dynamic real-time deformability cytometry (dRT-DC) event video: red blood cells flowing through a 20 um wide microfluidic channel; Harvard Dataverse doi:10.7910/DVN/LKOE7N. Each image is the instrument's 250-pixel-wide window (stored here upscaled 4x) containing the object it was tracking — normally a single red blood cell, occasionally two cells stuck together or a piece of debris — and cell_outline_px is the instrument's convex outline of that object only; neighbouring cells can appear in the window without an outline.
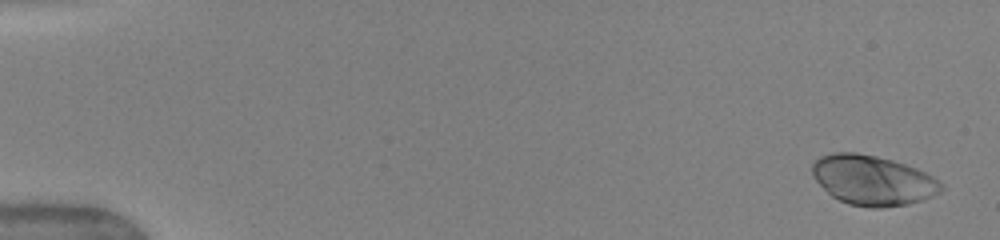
{"species": "human", "species_latin": "Homo sapiens", "temperature_condition": "warm", "stored_images_in_passage": 17, "camera_frame_rate_fps": 3000, "um_per_image_px": 0.085, "donor": {"sex": "female"}, "frame": {"image": 1, "passage_image": 2, "time_ms": 0.333, "image_size_px": [1000, 240], "cell_outline_px": [[944, 188], [940, 192], [924, 200], [908, 204], [880, 208], [872, 208], [848, 204], [832, 196], [816, 180], [812, 172], [812, 164], [820, 156], [832, 152], [856, 152], [876, 156], [892, 160], [916, 168], [932, 176], [944, 184]], "centroid_in_image_um": [74.2, 15.32], "position_along_channel_um": 10.8, "area_um2": 37.45}}
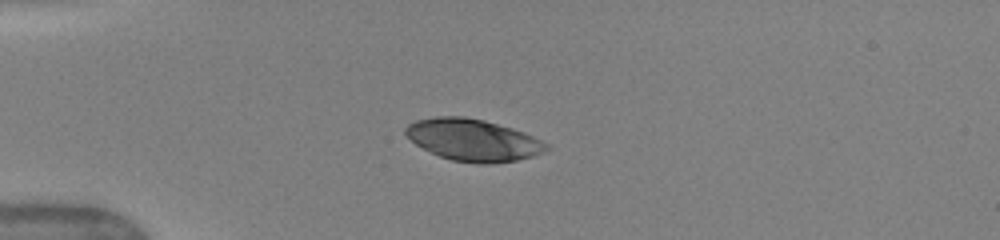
{"frame": {"image": 2, "passage_image": 12, "time_ms": 4.333, "image_size_px": [1000, 240], "cell_outline_px": [[552, 148], [532, 156], [516, 160], [492, 164], [476, 164], [452, 160], [440, 156], [416, 144], [404, 132], [404, 128], [408, 124], [416, 120], [436, 116], [464, 116], [484, 120], [512, 128], [524, 132], [548, 144]], "centroid_in_image_um": [40.22, 11.9], "position_along_channel_um": 44.8, "area_um2": 34.28}}